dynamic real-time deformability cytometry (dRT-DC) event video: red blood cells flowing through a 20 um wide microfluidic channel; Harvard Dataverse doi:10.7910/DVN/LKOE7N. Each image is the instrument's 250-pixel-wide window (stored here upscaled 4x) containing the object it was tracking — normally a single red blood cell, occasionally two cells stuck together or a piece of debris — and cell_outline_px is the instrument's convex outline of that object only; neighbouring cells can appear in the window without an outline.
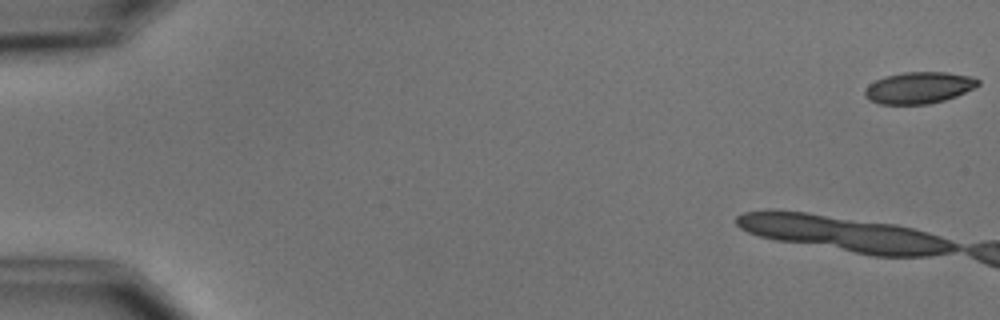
{"species": "common noctule bat (a hibernating species)", "species_latin": "Nyctalus noctula", "temperature_condition": "cold", "stored_images_in_passage": 4, "camera_frame_rate_fps": 3000, "um_per_image_px": 0.085, "animal": {"sex": "male", "body_mass_g": 15.6}, "frame": {"image": 1, "passage_image": 1, "time_ms": 0.0, "image_size_px": [1000, 320], "cell_outline_px": [[980, 84], [956, 96], [944, 100], [928, 104], [880, 104], [868, 100], [864, 96], [864, 92], [868, 84], [884, 76], [904, 72], [948, 72], [968, 76], [980, 80]], "centroid_in_image_um": [78.06, 7.46], "position_along_channel_um": 6.9, "area_um2": 20.81}}